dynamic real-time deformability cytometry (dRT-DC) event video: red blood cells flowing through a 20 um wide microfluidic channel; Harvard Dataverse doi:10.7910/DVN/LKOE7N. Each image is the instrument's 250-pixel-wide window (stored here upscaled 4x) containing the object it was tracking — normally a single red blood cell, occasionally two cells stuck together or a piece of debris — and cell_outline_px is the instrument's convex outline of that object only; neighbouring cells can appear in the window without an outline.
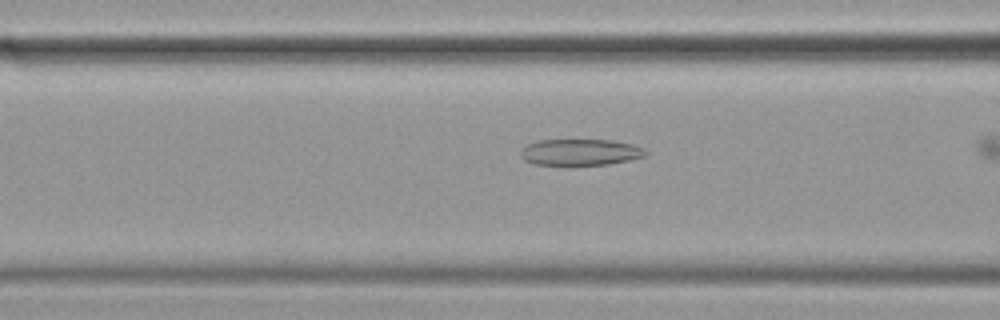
{"species": "common noctule bat (a hibernating species)", "species_latin": "Nyctalus noctula", "temperature_condition": "cold", "stored_images_in_passage": 43, "camera_frame_rate_fps": 3000, "um_per_image_px": 0.085, "animal": {"sex": "female", "body_mass_g": 19.9}, "frame": {"image": 1, "passage_image": 8, "time_ms": 2.333, "image_size_px": [1000, 320], "cell_outline_px": [[648, 156], [608, 164], [568, 168], [536, 164], [524, 160], [520, 156], [520, 148], [528, 144], [540, 140], [612, 140], [632, 144], [644, 148], [648, 152]], "centroid_in_image_um": [49.3, 12.98], "position_along_channel_um": 117.3, "area_um2": 20.11}}
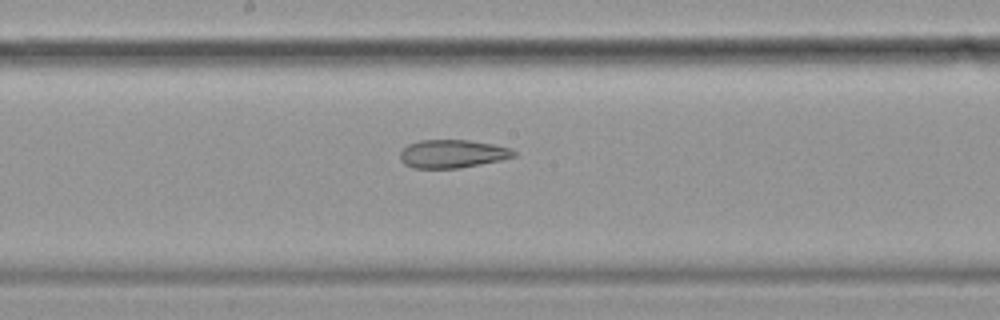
{"frame": {"image": 2, "passage_image": 16, "time_ms": 5.0, "image_size_px": [1000, 320], "cell_outline_px": [[516, 156], [500, 160], [460, 168], [412, 168], [404, 164], [400, 160], [400, 152], [408, 144], [420, 140], [468, 140], [492, 144], [512, 148], [516, 152]], "centroid_in_image_um": [38.44, 13.07], "position_along_channel_um": 209.8, "area_um2": 18.73}}
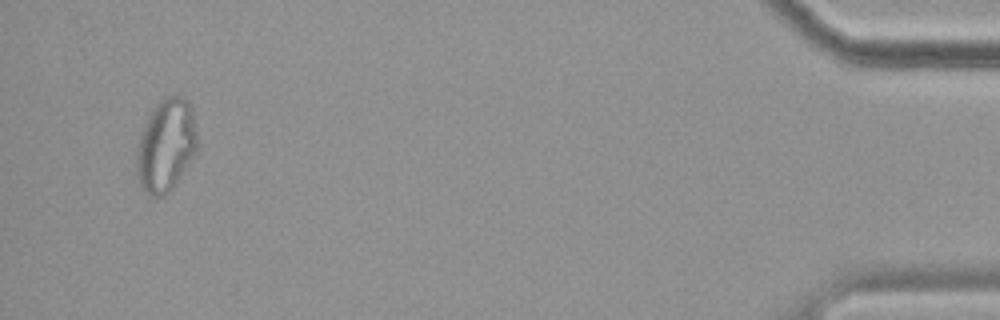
{"frame": {"image": 3, "passage_image": 41, "time_ms": 13.333, "image_size_px": [1000, 320], "cell_outline_px": [[196, 152], [172, 188], [164, 196], [152, 196], [140, 184], [136, 168], [136, 156], [140, 136], [148, 116], [156, 104], [160, 100], [168, 96], [180, 96], [188, 100], [196, 132]], "centroid_in_image_um": [14.09, 12.35], "position_along_channel_um": 421.1, "area_um2": 31.96}, "authors_computed_cell_mechanics": {"area_um2": 21.7906, "velocity_mm_per_s": 3.4669, "shape_relaxation_time_tau1_ms": null, "shape_relaxation_time_tau2_ms": 3.8114, "deformation_change_tau1": null, "deformation_change_tau2": 0.1133}}